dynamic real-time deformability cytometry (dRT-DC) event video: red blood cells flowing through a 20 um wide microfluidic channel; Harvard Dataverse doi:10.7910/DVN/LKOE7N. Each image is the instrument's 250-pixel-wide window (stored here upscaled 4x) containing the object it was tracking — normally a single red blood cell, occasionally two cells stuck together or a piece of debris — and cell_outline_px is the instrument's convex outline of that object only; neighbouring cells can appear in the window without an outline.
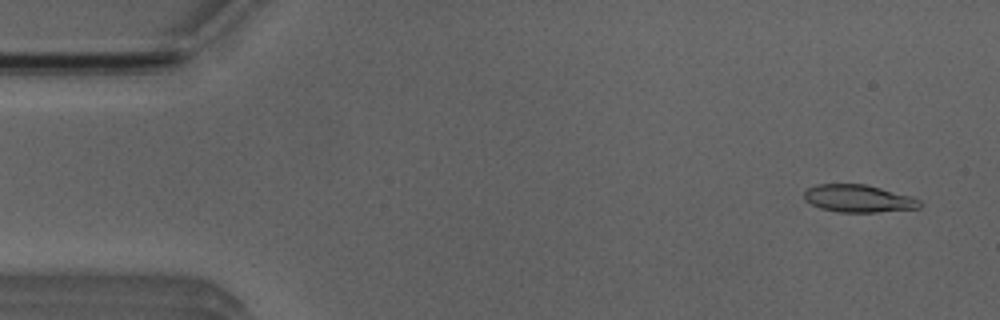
{"species": "Egyptian fruit bat (a non-hibernating species)", "species_latin": "Rousettus aegyptiacus", "temperature_condition": "room temperature", "stored_images_in_passage": 5, "camera_frame_rate_fps": 3000, "um_per_image_px": 0.085, "animal": {"sex": "male"}, "frame": {"image": 1, "passage_image": 1, "time_ms": 0.0, "image_size_px": [1000, 320], "cell_outline_px": [[920, 208], [876, 212], [840, 212], [820, 208], [804, 200], [804, 192], [808, 188], [816, 184], [864, 184], [912, 196], [920, 200]], "centroid_in_image_um": [72.95, 16.87], "position_along_channel_um": 12.0, "area_um2": 18.44}}